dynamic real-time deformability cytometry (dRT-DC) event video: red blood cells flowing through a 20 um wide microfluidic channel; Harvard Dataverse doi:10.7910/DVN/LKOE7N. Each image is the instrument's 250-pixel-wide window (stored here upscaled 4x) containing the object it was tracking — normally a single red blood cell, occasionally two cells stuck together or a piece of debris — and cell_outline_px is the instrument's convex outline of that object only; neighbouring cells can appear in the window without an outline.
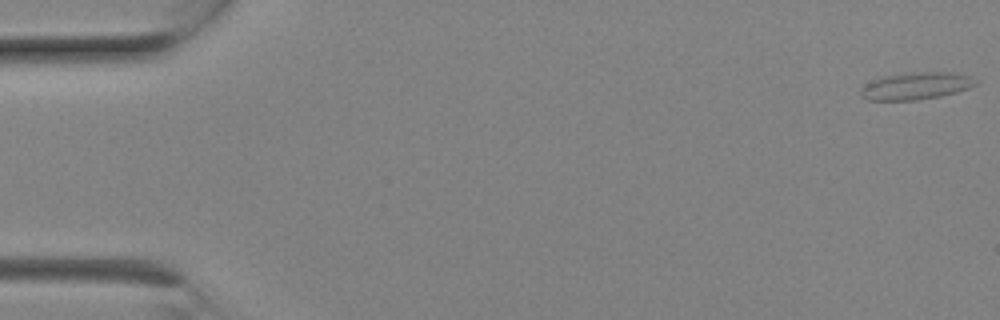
{"species": "Egyptian fruit bat (a non-hibernating species)", "species_latin": "Rousettus aegyptiacus", "temperature_condition": "room temperature", "stored_images_in_passage": 7, "camera_frame_rate_fps": 3000, "um_per_image_px": 0.085, "animal": {"sex": "female"}, "frame": {"image": 1, "passage_image": 1, "time_ms": 0.0, "image_size_px": [1000, 320], "cell_outline_px": [[980, 80], [976, 84], [968, 88], [956, 92], [940, 96], [916, 100], [868, 100], [860, 96], [860, 88], [876, 80], [888, 76], [912, 72], [948, 72], [968, 76]], "centroid_in_image_um": [77.89, 7.31], "position_along_channel_um": 7.1, "area_um2": 17.86}}
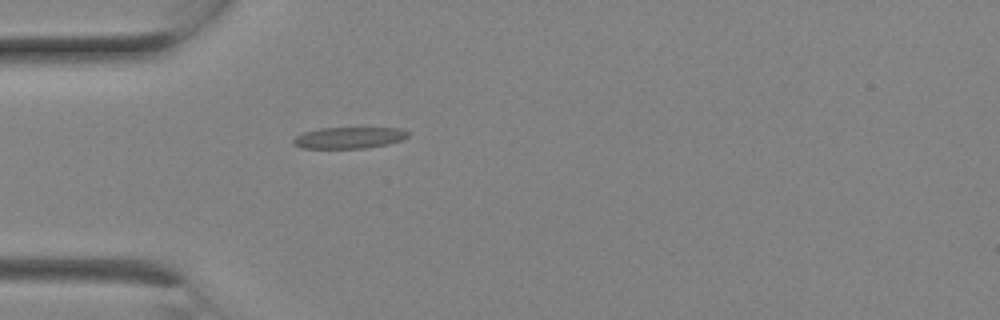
{"frame": {"image": 2, "passage_image": 7, "time_ms": 2.0, "image_size_px": [1000, 320], "cell_outline_px": [[408, 136], [400, 140], [388, 144], [364, 148], [300, 148], [292, 144], [292, 140], [296, 136], [304, 132], [320, 128], [400, 128], [408, 132]], "centroid_in_image_um": [29.62, 11.71], "position_along_channel_um": 55.4, "area_um2": 14.22}}